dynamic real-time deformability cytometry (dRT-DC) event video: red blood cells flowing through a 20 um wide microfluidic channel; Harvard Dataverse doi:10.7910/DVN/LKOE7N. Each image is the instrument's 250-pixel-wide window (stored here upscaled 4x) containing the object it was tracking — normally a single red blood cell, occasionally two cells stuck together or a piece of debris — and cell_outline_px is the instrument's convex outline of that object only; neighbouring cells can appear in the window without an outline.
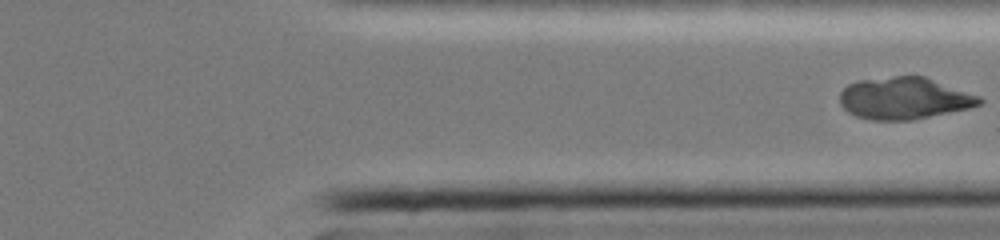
{"species": "common noctule bat (a hibernating species)", "species_latin": "Nyctalus noctula", "temperature_condition": "cold", "stored_images_in_passage": 34, "camera_frame_rate_fps": 3000, "um_per_image_px": 0.085, "animal": {"sex": "female", "body_mass_g": 19.0, "forearm_length_mm": 51.5}, "frame": {"image": 1, "passage_image": 34, "time_ms": 11.0, "image_size_px": [1000, 240], "cell_outline_px": [[984, 100], [980, 104], [968, 108], [912, 120], [872, 120], [856, 116], [848, 112], [840, 104], [840, 92], [848, 84], [860, 80], [892, 76], [924, 76], [980, 96]], "centroid_in_image_um": [76.85, 8.35], "position_along_channel_um": 334.6, "area_um2": 33.99}}